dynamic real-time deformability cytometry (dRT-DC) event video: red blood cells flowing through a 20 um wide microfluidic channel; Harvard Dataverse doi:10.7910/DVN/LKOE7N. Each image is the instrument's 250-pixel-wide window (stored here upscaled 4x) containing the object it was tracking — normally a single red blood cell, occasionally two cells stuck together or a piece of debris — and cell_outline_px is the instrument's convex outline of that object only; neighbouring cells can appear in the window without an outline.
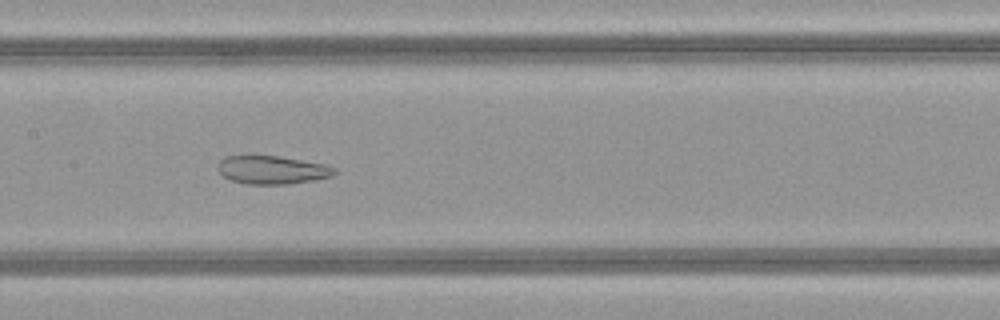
{"species": "common noctule bat (a hibernating species)", "species_latin": "Nyctalus noctula", "temperature_condition": "warm", "stored_images_in_passage": 50, "camera_frame_rate_fps": 3000, "um_per_image_px": 0.085, "animal": {"sex": "female", "body_mass_g": 21.9}, "frame": {"image": 1, "passage_image": 25, "time_ms": 8.0, "image_size_px": [1000, 320], "cell_outline_px": [[336, 172], [332, 176], [312, 180], [288, 184], [244, 184], [232, 180], [224, 176], [216, 168], [220, 160], [224, 156], [276, 156], [328, 164], [336, 168]], "centroid_in_image_um": [23.14, 14.44], "position_along_channel_um": 184.3, "area_um2": 19.19}}
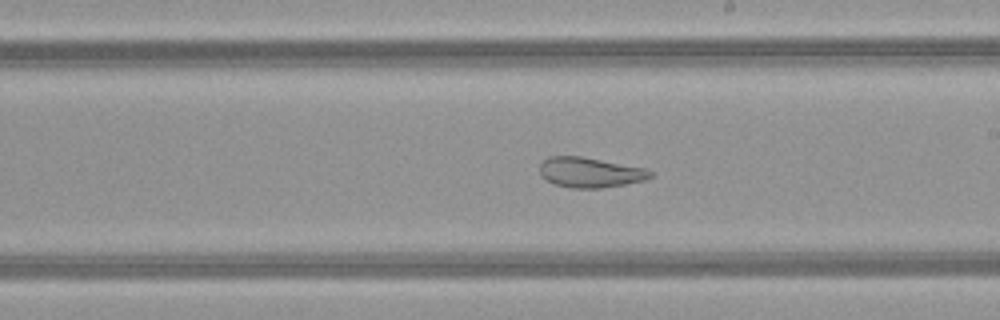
{"frame": {"image": 2, "passage_image": 29, "time_ms": 9.333, "image_size_px": [1000, 320], "cell_outline_px": [[652, 176], [644, 180], [624, 184], [600, 188], [572, 188], [552, 184], [540, 176], [540, 164], [548, 156], [580, 156], [644, 168], [652, 172]], "centroid_in_image_um": [50.09, 14.66], "position_along_channel_um": 238.9, "area_um2": 19.31}}
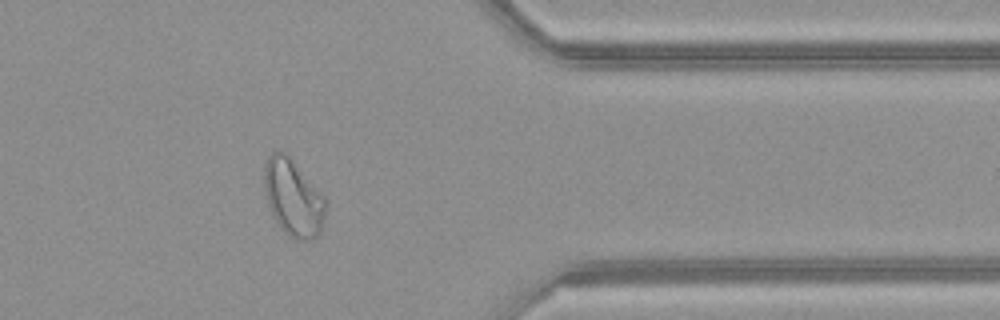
{"frame": {"image": 3, "passage_image": 41, "time_ms": 13.333, "image_size_px": [1000, 320], "cell_outline_px": [[328, 200], [320, 232], [312, 240], [296, 240], [272, 216], [268, 204], [264, 188], [264, 164], [268, 156], [272, 152], [284, 152], [292, 160]], "centroid_in_image_um": [24.93, 16.8], "position_along_channel_um": 386.5, "area_um2": 27.05}, "authors_computed_cell_mechanics": {"area_um2": 28.3509, "velocity_mm_per_s": 4.1072, "shape_relaxation_time_tau1_ms": null, "shape_relaxation_time_tau2_ms": 1.6427, "deformation_change_tau1": null, "deformation_change_tau2": 0.0969}}